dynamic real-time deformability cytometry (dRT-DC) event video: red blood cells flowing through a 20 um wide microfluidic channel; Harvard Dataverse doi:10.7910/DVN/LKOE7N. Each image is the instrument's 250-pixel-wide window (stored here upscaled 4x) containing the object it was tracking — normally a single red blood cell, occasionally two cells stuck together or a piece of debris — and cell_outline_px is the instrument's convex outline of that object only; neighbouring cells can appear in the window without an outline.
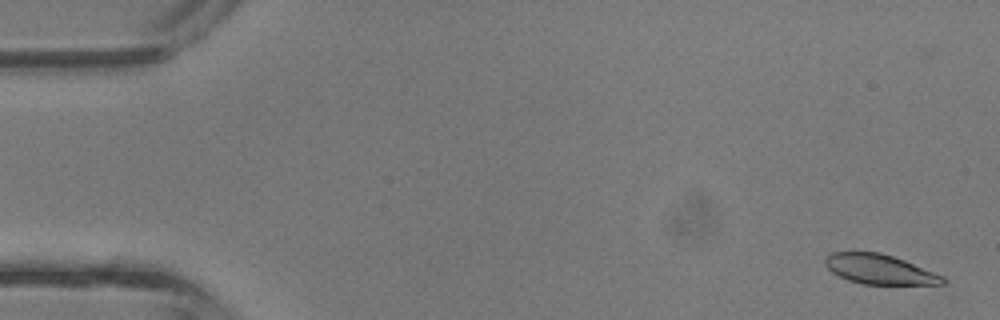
{"species": "common noctule bat (a hibernating species)", "species_latin": "Nyctalus noctula", "temperature_condition": "room temperature", "stored_images_in_passage": 44, "camera_frame_rate_fps": 3000, "um_per_image_px": 0.085, "animal": {"sex": "male", "body_mass_g": 13.3}, "frame": {"image": 1, "passage_image": 3, "time_ms": 0.667, "image_size_px": [1000, 320], "cell_outline_px": [[948, 280], [944, 284], [864, 284], [848, 280], [832, 272], [824, 264], [824, 260], [832, 252], [880, 252], [904, 260], [944, 276]], "centroid_in_image_um": [74.77, 22.89], "position_along_channel_um": 10.2, "area_um2": 20.23}}
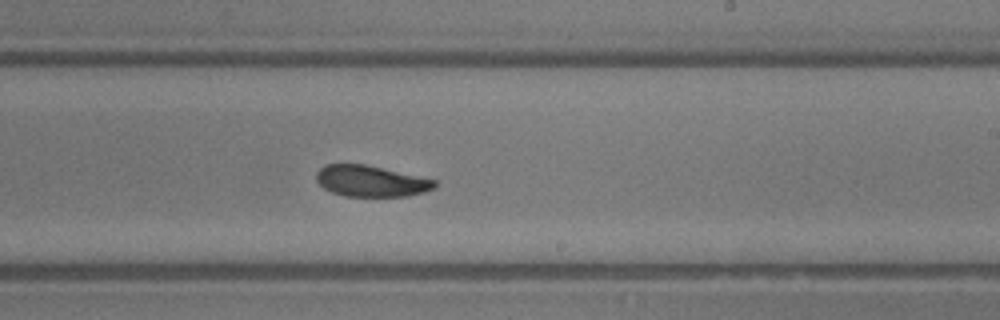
{"frame": {"image": 2, "passage_image": 27, "time_ms": 8.667, "image_size_px": [1000, 320], "cell_outline_px": [[436, 188], [424, 192], [408, 196], [344, 196], [332, 192], [324, 188], [316, 180], [316, 172], [324, 164], [364, 164], [436, 180]], "centroid_in_image_um": [31.51, 15.39], "position_along_channel_um": 257.5, "area_um2": 21.39}}
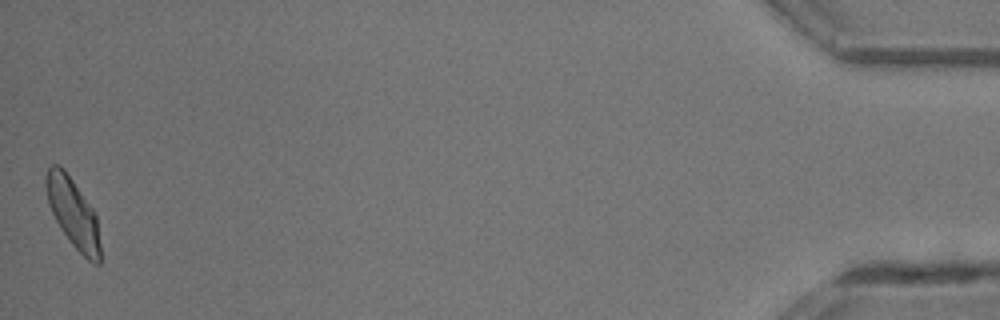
{"frame": {"image": 3, "passage_image": 44, "time_ms": 14.333, "image_size_px": [1000, 320], "cell_outline_px": [[100, 264], [96, 264], [88, 260], [72, 244], [60, 228], [48, 204], [44, 184], [44, 180], [48, 168], [52, 164], [60, 164], [64, 168], [92, 208], [96, 216], [100, 244]], "centroid_in_image_um": [6.18, 18.07], "position_along_channel_um": 429.0, "area_um2": 21.79}, "authors_computed_cell_mechanics": {"area_um2": 21.7906, "velocity_mm_per_s": 4.7957, "shape_relaxation_time_tau1_ms": 2.9309, "shape_relaxation_time_tau2_ms": 2.5328, "deformation_change_tau1": 0.1209, "deformation_change_tau2": 0.0863}}